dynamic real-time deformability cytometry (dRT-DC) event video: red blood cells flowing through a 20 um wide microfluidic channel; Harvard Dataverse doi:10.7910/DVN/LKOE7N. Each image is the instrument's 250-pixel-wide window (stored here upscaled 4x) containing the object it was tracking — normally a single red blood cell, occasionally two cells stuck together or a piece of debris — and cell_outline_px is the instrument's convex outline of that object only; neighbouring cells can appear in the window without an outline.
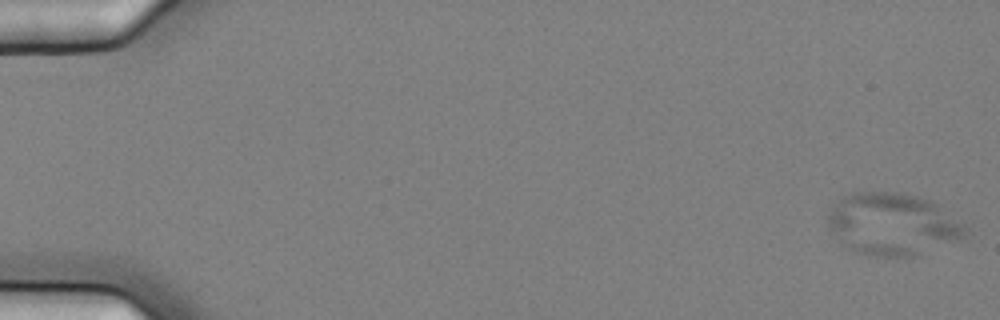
{"species": "common noctule bat (a hibernating species)", "species_latin": "Nyctalus noctula", "temperature_condition": "cold", "stored_images_in_passage": 6, "camera_frame_rate_fps": 3000, "um_per_image_px": 0.085, "animal": {"sex": "female", "body_mass_g": 25.1}, "frame": {"image": 1, "passage_image": 2, "time_ms": 0.333, "image_size_px": [1000, 320], "cell_outline_px": [[968, 232], [964, 236], [956, 240], [908, 256], [884, 256], [856, 252], [840, 244], [828, 228], [828, 216], [832, 208], [844, 196], [852, 192], [896, 192], [916, 196], [928, 200], [936, 204], [964, 224], [968, 228]], "centroid_in_image_um": [75.81, 19.03], "position_along_channel_um": 9.2, "area_um2": 48.84}}